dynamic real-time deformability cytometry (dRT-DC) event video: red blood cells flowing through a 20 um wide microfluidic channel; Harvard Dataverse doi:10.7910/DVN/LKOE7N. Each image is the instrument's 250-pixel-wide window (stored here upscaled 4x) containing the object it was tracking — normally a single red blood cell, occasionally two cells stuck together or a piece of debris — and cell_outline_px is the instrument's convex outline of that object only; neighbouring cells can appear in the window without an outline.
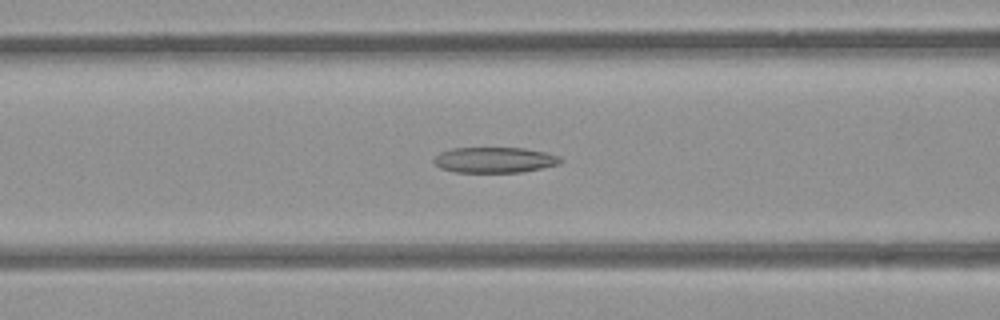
{"species": "common noctule bat (a hibernating species)", "species_latin": "Nyctalus noctula", "temperature_condition": "room temperature", "stored_images_in_passage": 48, "camera_frame_rate_fps": 3000, "um_per_image_px": 0.085, "animal": {"sex": "female", "body_mass_g": 21.9}, "frame": {"image": 1, "passage_image": 17, "time_ms": 5.333, "image_size_px": [1000, 320], "cell_outline_px": [[564, 160], [560, 164], [524, 172], [452, 172], [440, 168], [432, 160], [440, 152], [452, 148], [524, 148], [544, 152], [560, 156]], "centroid_in_image_um": [42.05, 13.6], "position_along_channel_um": 124.5, "area_um2": 19.02}}
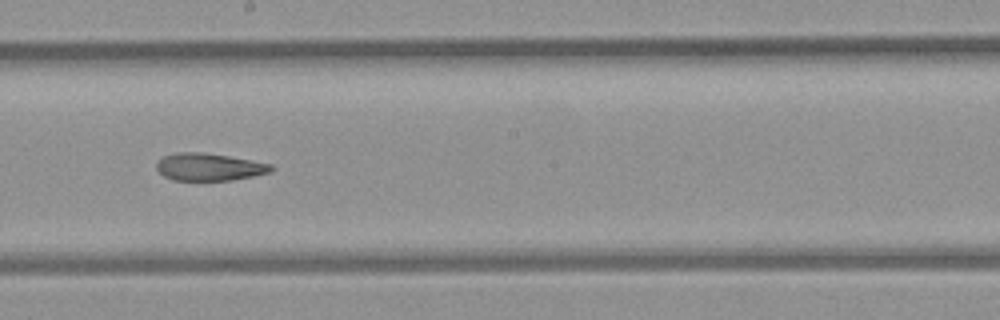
{"frame": {"image": 2, "passage_image": 25, "time_ms": 8.0, "image_size_px": [1000, 320], "cell_outline_px": [[276, 168], [272, 172], [232, 180], [172, 180], [164, 176], [156, 168], [156, 164], [164, 156], [176, 152], [204, 152], [228, 156], [272, 164]], "centroid_in_image_um": [17.8, 14.19], "position_along_channel_um": 230.4, "area_um2": 18.32}}
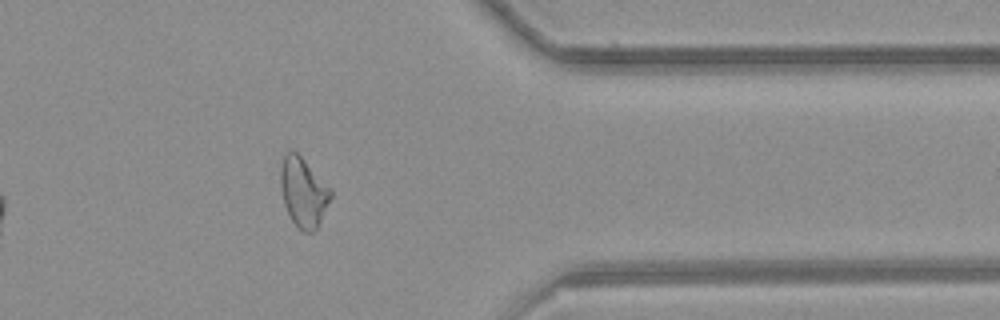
{"frame": {"image": 3, "passage_image": 38, "time_ms": 12.333, "image_size_px": [1000, 320], "cell_outline_px": [[332, 196], [320, 224], [312, 232], [304, 232], [296, 228], [284, 204], [280, 184], [280, 168], [284, 152], [296, 152], [332, 188]], "centroid_in_image_um": [25.8, 16.36], "position_along_channel_um": 385.6, "area_um2": 20.4}, "authors_computed_cell_mechanics": {"area_um2": 20.4612, "velocity_mm_per_s": 3.9591, "shape_relaxation_time_tau1_ms": null, "shape_relaxation_time_tau2_ms": 6.4797, "deformation_change_tau1": null, "deformation_change_tau2": 0.1739}}